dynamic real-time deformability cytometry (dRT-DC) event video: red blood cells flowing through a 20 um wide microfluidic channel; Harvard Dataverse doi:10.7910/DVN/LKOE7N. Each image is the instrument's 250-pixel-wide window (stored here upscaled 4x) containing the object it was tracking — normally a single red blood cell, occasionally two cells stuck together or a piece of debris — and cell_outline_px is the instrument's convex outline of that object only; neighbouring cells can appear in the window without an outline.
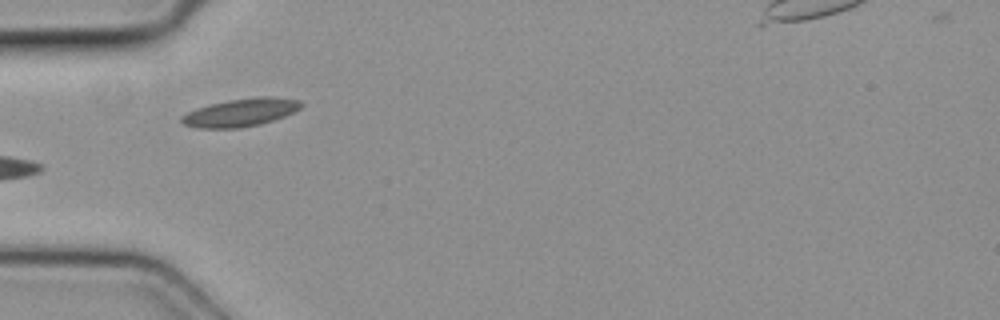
{"species": "common noctule bat (a hibernating species)", "species_latin": "Nyctalus noctula", "temperature_condition": "cold", "stored_images_in_passage": 8, "camera_frame_rate_fps": 3000, "um_per_image_px": 0.085, "animal": {"sex": "female", "body_mass_g": 19.3, "forearm_length_mm": 54.1}, "frame": {"image": 1, "passage_image": 6, "time_ms": 1.667, "image_size_px": [1000, 320], "cell_outline_px": [[304, 104], [300, 108], [284, 116], [260, 124], [240, 128], [196, 128], [184, 124], [180, 120], [180, 116], [196, 108], [228, 100], [260, 96], [272, 96], [300, 100]], "centroid_in_image_um": [20.45, 9.56], "position_along_channel_um": 64.5, "area_um2": 19.42}}
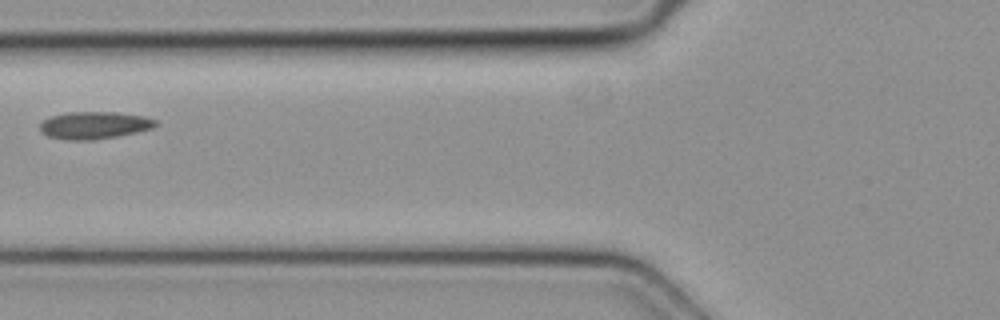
{"frame": {"image": 2, "passage_image": 7, "time_ms": 2.0, "image_size_px": [1000, 320], "cell_outline_px": [[160, 124], [152, 128], [136, 132], [116, 136], [92, 140], [68, 140], [48, 136], [40, 132], [40, 124], [48, 116], [68, 112], [116, 112], [144, 116], [156, 120]], "centroid_in_image_um": [8.0, 10.64], "position_along_channel_um": 117.8, "area_um2": 18.5}}
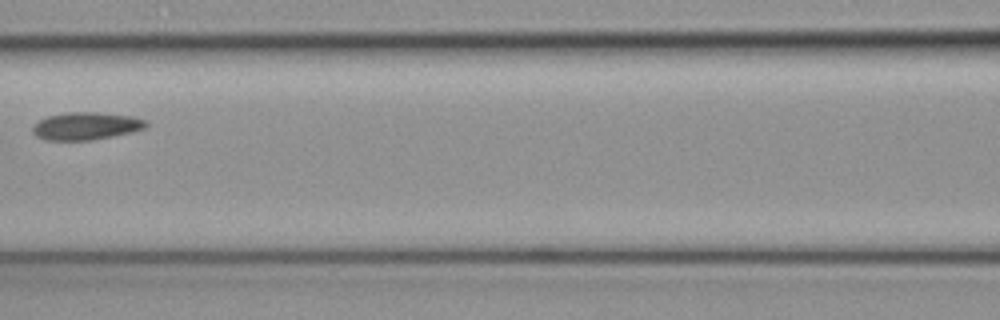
{"frame": {"image": 3, "passage_image": 8, "time_ms": 2.333, "image_size_px": [1000, 320], "cell_outline_px": [[148, 124], [144, 128], [132, 132], [112, 136], [88, 140], [44, 140], [36, 136], [32, 132], [32, 128], [40, 120], [48, 116], [68, 112], [96, 112], [132, 116], [148, 120]], "centroid_in_image_um": [7.33, 10.71], "position_along_channel_um": 159.3, "area_um2": 18.15}}